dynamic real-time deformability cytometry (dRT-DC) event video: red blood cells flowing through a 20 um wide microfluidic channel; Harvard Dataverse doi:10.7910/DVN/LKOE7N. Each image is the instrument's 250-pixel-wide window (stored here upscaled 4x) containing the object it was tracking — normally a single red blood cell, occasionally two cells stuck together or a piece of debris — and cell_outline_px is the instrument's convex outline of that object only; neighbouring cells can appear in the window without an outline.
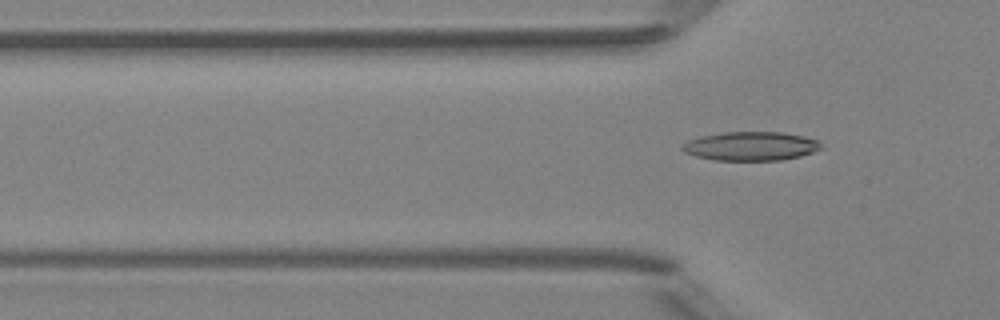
{"species": "Egyptian fruit bat (a non-hibernating species)", "species_latin": "Rousettus aegyptiacus", "temperature_condition": "room temperature", "stored_images_in_passage": 4, "camera_frame_rate_fps": 3000, "um_per_image_px": 0.085, "animal": {"sex": "female"}, "frame": {"image": 1, "passage_image": 4, "time_ms": 4.333, "image_size_px": [1000, 320], "cell_outline_px": [[824, 148], [800, 156], [780, 160], [716, 160], [696, 156], [684, 152], [680, 148], [680, 144], [688, 140], [700, 136], [724, 132], [780, 132], [804, 136], [820, 140]], "centroid_in_image_um": [63.82, 12.41], "position_along_channel_um": 62.0, "area_um2": 23.52}}